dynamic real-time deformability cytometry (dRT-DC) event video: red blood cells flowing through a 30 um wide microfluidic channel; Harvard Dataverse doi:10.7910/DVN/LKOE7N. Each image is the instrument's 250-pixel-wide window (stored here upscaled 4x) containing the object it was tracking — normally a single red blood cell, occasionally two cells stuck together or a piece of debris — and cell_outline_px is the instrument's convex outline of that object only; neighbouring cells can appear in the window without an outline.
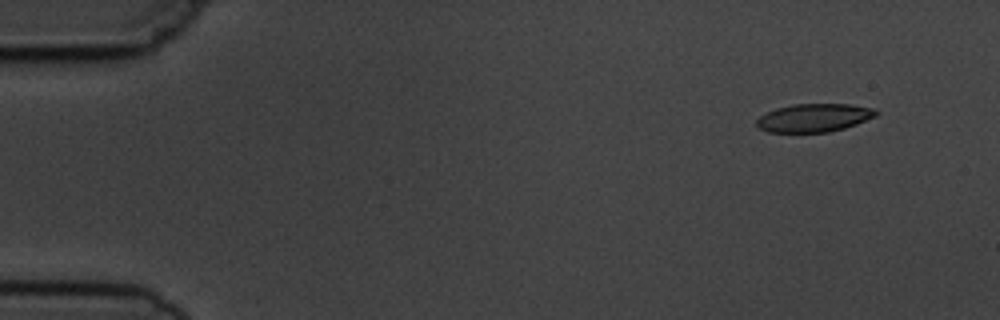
{"species": "common noctule bat (a hibernating species)", "species_latin": "Nyctalus noctula", "temperature_condition": "cold", "stored_images_in_passage": 8, "camera_frame_rate_fps": 3000, "um_per_image_px": 0.085, "animal": {"sex": "male", "body_mass_g": 19.5, "forearm_length_mm": 54.6}, "frame": {"image": 1, "passage_image": 2, "time_ms": 1.333, "image_size_px": [1000, 320], "cell_outline_px": [[880, 112], [876, 116], [856, 124], [844, 128], [828, 132], [768, 132], [756, 128], [756, 120], [760, 116], [776, 108], [792, 104], [848, 104], [872, 108]], "centroid_in_image_um": [69.17, 10.01], "position_along_channel_um": 15.8, "area_um2": 19.65}}
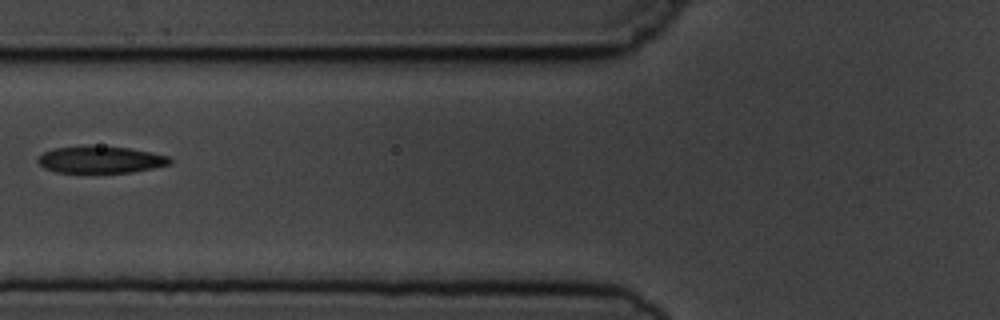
{"frame": {"image": 2, "passage_image": 7, "time_ms": 7.0, "image_size_px": [1000, 320], "cell_outline_px": [[172, 164], [132, 172], [56, 172], [44, 168], [36, 160], [44, 152], [56, 148], [88, 144], [128, 148], [152, 152], [168, 156], [172, 160]], "centroid_in_image_um": [8.55, 13.55], "position_along_channel_um": 117.2, "area_um2": 20.87}}
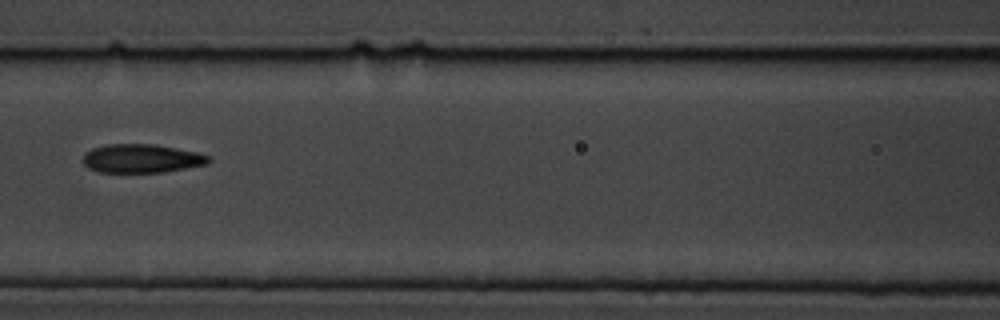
{"frame": {"image": 3, "passage_image": 8, "time_ms": 8.0, "image_size_px": [1000, 320], "cell_outline_px": [[212, 160], [208, 164], [164, 172], [100, 172], [88, 168], [80, 160], [84, 152], [92, 148], [104, 144], [156, 144], [196, 152], [212, 156]], "centroid_in_image_um": [12.01, 13.46], "position_along_channel_um": 154.6, "area_um2": 21.33}}